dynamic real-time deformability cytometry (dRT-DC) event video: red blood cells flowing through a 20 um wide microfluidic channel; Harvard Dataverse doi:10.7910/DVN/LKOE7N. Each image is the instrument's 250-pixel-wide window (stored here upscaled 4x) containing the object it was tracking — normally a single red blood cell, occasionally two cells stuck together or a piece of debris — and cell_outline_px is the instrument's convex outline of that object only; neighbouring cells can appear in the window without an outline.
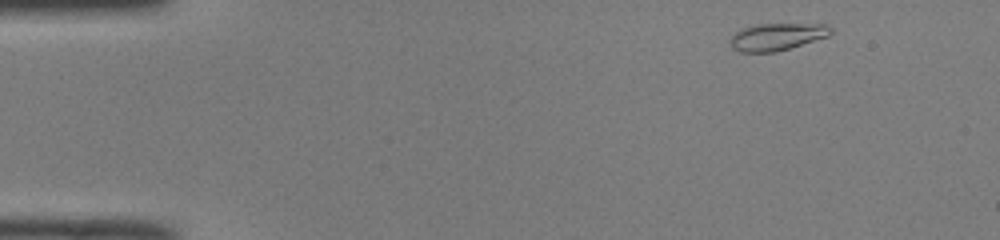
{"species": "common noctule bat (a hibernating species)", "species_latin": "Nyctalus noctula", "temperature_condition": "room temperature", "stored_images_in_passage": 9, "camera_frame_rate_fps": 3000, "um_per_image_px": 0.085, "animal": {"sex": "male", "body_mass_g": 19.0, "forearm_length_mm": 50.8}, "frame": {"image": 1, "passage_image": 1, "time_ms": 0.0, "image_size_px": [1000, 240], "cell_outline_px": [[832, 32], [828, 36], [776, 52], [740, 52], [732, 48], [728, 40], [736, 32], [744, 28], [756, 24], [824, 24], [832, 28]], "centroid_in_image_um": [66.01, 3.13], "position_along_channel_um": 19.0, "area_um2": 15.84}}